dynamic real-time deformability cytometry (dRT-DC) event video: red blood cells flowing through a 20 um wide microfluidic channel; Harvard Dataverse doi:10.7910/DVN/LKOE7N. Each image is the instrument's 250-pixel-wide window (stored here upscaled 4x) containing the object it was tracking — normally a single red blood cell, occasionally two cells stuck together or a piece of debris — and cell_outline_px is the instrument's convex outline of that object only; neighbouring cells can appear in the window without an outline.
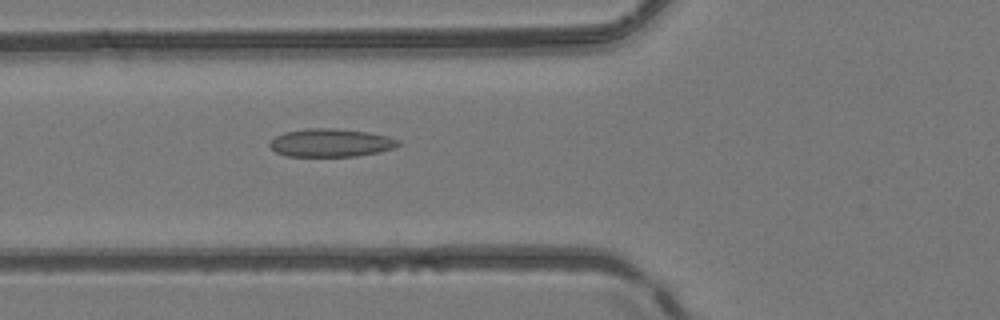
{"species": "common noctule bat (a hibernating species)", "species_latin": "Nyctalus noctula", "temperature_condition": "room temperature", "stored_images_in_passage": 50, "camera_frame_rate_fps": 3000, "um_per_image_px": 0.085, "animal": {"sex": "female", "body_mass_g": 24.6, "forearm_length_mm": 56.2}, "frame": {"image": 1, "passage_image": 19, "time_ms": 6.0, "image_size_px": [1000, 320], "cell_outline_px": [[400, 144], [396, 148], [380, 152], [356, 156], [288, 156], [276, 152], [268, 144], [276, 136], [284, 132], [308, 128], [332, 128], [368, 132], [388, 136], [400, 140]], "centroid_in_image_um": [28.16, 12.14], "position_along_channel_um": 97.6, "area_um2": 21.1}}
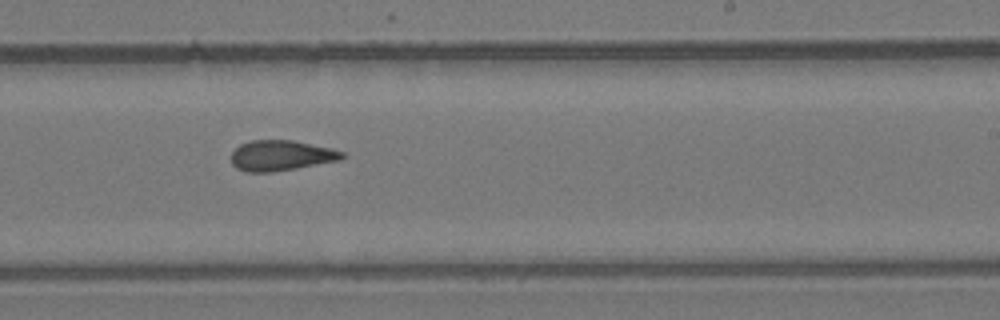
{"frame": {"image": 2, "passage_image": 31, "time_ms": 10.0, "image_size_px": [1000, 320], "cell_outline_px": [[344, 156], [340, 160], [296, 168], [272, 172], [244, 172], [236, 168], [232, 164], [232, 152], [240, 144], [248, 140], [292, 140], [332, 148], [344, 152]], "centroid_in_image_um": [23.87, 13.22], "position_along_channel_um": 265.1, "area_um2": 19.71}}
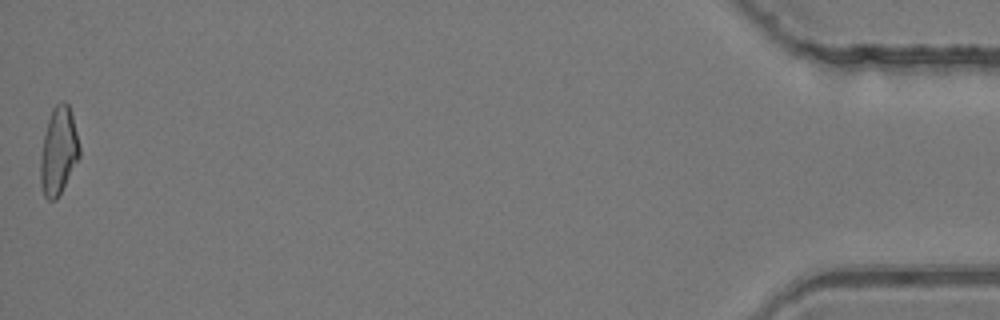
{"frame": {"image": 3, "passage_image": 50, "time_ms": 16.333, "image_size_px": [1000, 320], "cell_outline_px": [[80, 156], [56, 200], [48, 200], [44, 196], [40, 188], [40, 156], [44, 136], [48, 120], [52, 108], [56, 104], [64, 100], [68, 104], [72, 116], [80, 148]], "centroid_in_image_um": [4.95, 12.85], "position_along_channel_um": 430.2, "area_um2": 19.77}, "authors_computed_cell_mechanics": {"area_um2": 19.9988, "velocity_mm_per_s": 4.1701, "shape_relaxation_time_tau1_ms": null, "shape_relaxation_time_tau2_ms": 3.2955, "deformation_change_tau1": null, "deformation_change_tau2": 0.1144}}